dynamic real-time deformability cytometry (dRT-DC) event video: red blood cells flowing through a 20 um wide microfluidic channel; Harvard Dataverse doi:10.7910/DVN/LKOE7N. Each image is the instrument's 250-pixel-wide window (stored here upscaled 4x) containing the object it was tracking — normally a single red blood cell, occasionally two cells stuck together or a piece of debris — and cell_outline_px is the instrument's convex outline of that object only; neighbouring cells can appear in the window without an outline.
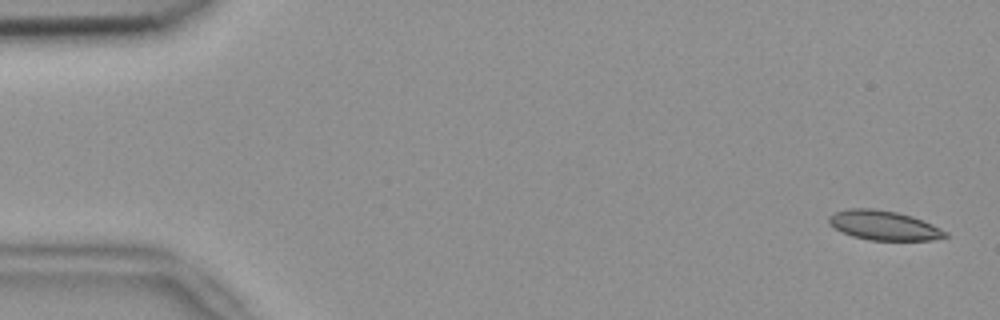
{"species": "common noctule bat (a hibernating species)", "species_latin": "Nyctalus noctula", "temperature_condition": "room temperature", "stored_images_in_passage": 53, "camera_frame_rate_fps": 3000, "um_per_image_px": 0.085, "animal": {"sex": "female", "body_mass_g": 18.4}, "frame": {"image": 1, "passage_image": 2, "time_ms": 0.333, "image_size_px": [1000, 320], "cell_outline_px": [[948, 236], [932, 240], [868, 240], [852, 236], [828, 224], [828, 216], [836, 212], [848, 208], [872, 208], [896, 212], [912, 216], [932, 224], [948, 232]], "centroid_in_image_um": [75.12, 19.15], "position_along_channel_um": 9.9, "area_um2": 19.94}}
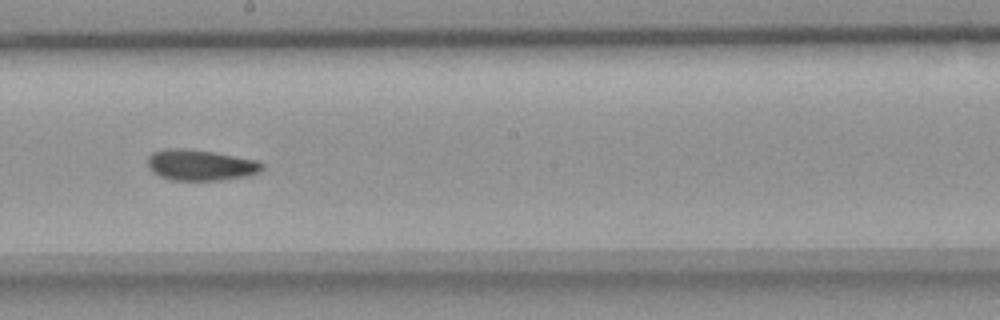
{"frame": {"image": 2, "passage_image": 30, "time_ms": 9.667, "image_size_px": [1000, 320], "cell_outline_px": [[264, 168], [260, 172], [248, 176], [220, 180], [172, 180], [160, 176], [152, 172], [148, 168], [148, 156], [152, 152], [164, 148], [184, 148], [212, 152], [256, 160], [264, 164]], "centroid_in_image_um": [17.02, 14.03], "position_along_channel_um": 231.2, "area_um2": 20.69}}
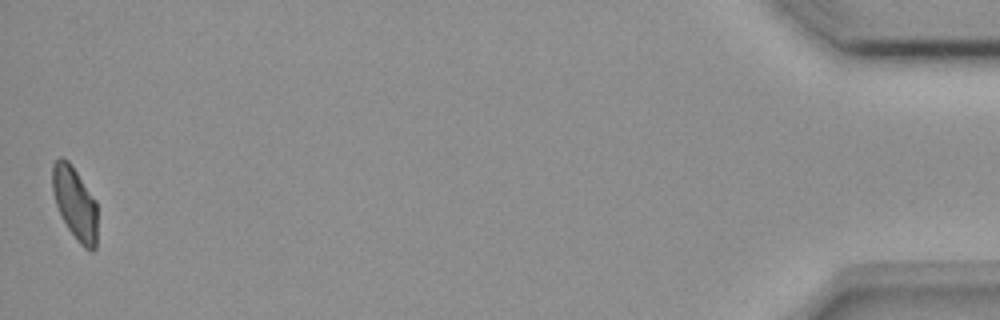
{"frame": {"image": 3, "passage_image": 53, "time_ms": 17.333, "image_size_px": [1000, 320], "cell_outline_px": [[96, 248], [92, 252], [84, 248], [80, 244], [68, 228], [56, 204], [52, 192], [52, 164], [60, 156], [68, 160], [96, 200]], "centroid_in_image_um": [6.36, 17.26], "position_along_channel_um": 428.8, "area_um2": 18.9}, "authors_computed_cell_mechanics": {"area_um2": 20.3456, "velocity_mm_per_s": 3.7989, "shape_relaxation_time_tau1_ms": 5.1046, "shape_relaxation_time_tau2_ms": 3.5814, "deformation_change_tau1": 0.133, "deformation_change_tau2": 0.0915}}